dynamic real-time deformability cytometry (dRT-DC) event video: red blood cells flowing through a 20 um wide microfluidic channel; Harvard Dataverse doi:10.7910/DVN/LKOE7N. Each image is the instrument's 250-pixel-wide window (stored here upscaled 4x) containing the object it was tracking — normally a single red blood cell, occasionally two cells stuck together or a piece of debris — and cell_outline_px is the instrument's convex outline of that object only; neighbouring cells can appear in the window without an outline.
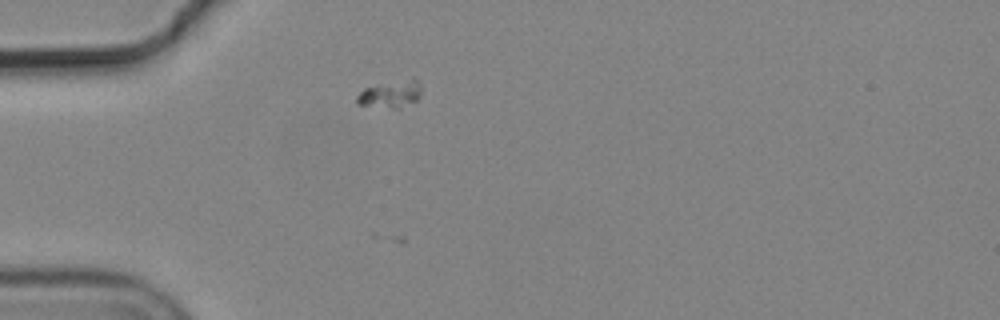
{"species": "common noctule bat (a hibernating species)", "species_latin": "Nyctalus noctula", "temperature_condition": "cold", "stored_images_in_passage": 2, "camera_frame_rate_fps": 3000, "um_per_image_px": 0.085, "animal": {"sex": "male", "body_mass_g": 19.2, "forearm_length_mm": 51.8}, "frame": {"image": 1, "passage_image": 2, "time_ms": 0.333, "image_size_px": [1000, 320], "cell_outline_px": [[420, 96], [416, 100], [400, 108], [392, 108], [356, 104], [356, 96], [364, 88], [376, 84], [412, 76], [420, 80]], "centroid_in_image_um": [33.22, 7.94], "position_along_channel_um": 51.8, "area_um2": 10.58}}